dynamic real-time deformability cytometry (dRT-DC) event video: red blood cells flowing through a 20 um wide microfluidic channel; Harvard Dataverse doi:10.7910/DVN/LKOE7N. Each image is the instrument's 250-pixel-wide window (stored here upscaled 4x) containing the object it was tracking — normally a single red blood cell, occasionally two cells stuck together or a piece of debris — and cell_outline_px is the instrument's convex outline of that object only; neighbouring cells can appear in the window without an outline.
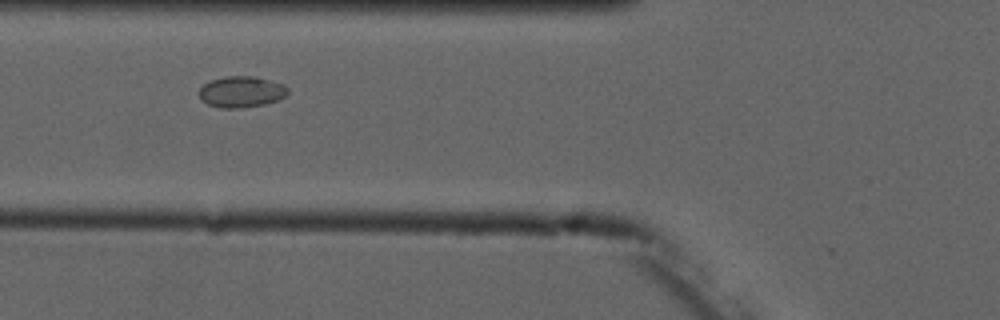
{"species": "common noctule bat (a hibernating species)", "species_latin": "Nyctalus noctula", "temperature_condition": "cold", "stored_images_in_passage": 8, "camera_frame_rate_fps": 3000, "um_per_image_px": 0.085, "animal": {"sex": "male", "forearm_length_mm": 52.5}, "frame": {"image": 1, "passage_image": 3, "time_ms": 2.333, "image_size_px": [1000, 320], "cell_outline_px": [[288, 96], [264, 104], [240, 108], [220, 108], [208, 104], [200, 100], [200, 88], [204, 84], [212, 80], [224, 76], [252, 76], [284, 84], [288, 88]], "centroid_in_image_um": [20.52, 7.81], "position_along_channel_um": 105.3, "area_um2": 16.07}}
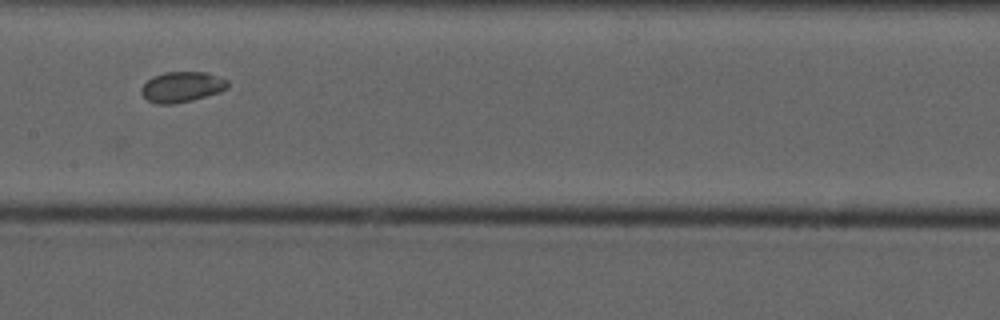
{"frame": {"image": 2, "passage_image": 5, "time_ms": 4.667, "image_size_px": [1000, 320], "cell_outline_px": [[228, 88], [220, 92], [192, 100], [172, 104], [156, 104], [148, 100], [140, 92], [140, 88], [152, 76], [164, 72], [208, 72], [228, 80]], "centroid_in_image_um": [15.46, 7.38], "position_along_channel_um": 191.9, "area_um2": 15.43}}
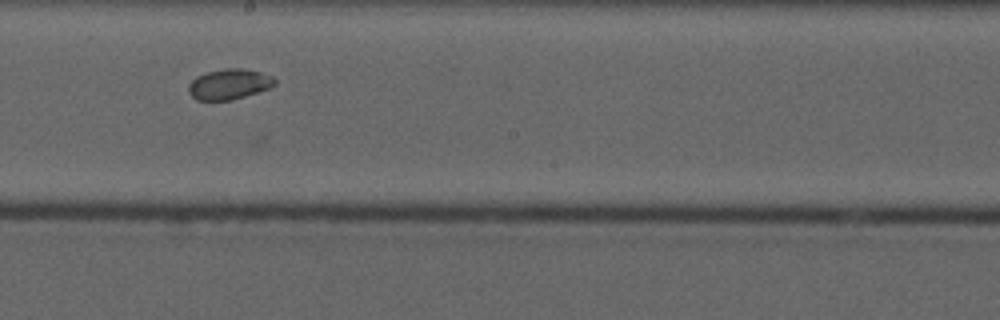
{"frame": {"image": 3, "passage_image": 6, "time_ms": 5.667, "image_size_px": [1000, 320], "cell_outline_px": [[276, 84], [268, 88], [232, 100], [196, 100], [188, 92], [188, 84], [196, 76], [208, 72], [228, 68], [244, 68], [260, 72], [272, 76], [276, 80]], "centroid_in_image_um": [19.46, 7.15], "position_along_channel_um": 228.7, "area_um2": 15.2}}